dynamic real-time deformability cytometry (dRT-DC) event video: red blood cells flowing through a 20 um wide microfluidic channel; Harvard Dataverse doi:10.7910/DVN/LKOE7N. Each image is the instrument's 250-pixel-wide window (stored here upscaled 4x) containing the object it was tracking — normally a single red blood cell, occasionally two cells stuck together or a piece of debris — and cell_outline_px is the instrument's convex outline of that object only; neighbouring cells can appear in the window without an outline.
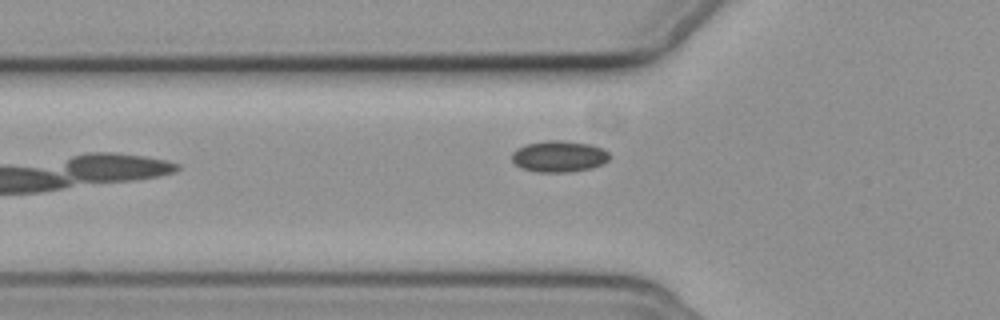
{"species": "common noctule bat (a hibernating species)", "species_latin": "Nyctalus noctula", "temperature_condition": "cold", "stored_images_in_passage": 7, "camera_frame_rate_fps": 3000, "um_per_image_px": 0.085, "animal": {"sex": "female", "body_mass_g": 19.3, "forearm_length_mm": 54.1}, "frame": {"image": 1, "passage_image": 6, "time_ms": 6.333, "image_size_px": [1000, 320], "cell_outline_px": [[612, 156], [604, 164], [592, 168], [572, 172], [536, 172], [520, 168], [512, 160], [512, 152], [516, 148], [524, 144], [548, 140], [560, 140], [592, 144], [604, 148]], "centroid_in_image_um": [47.54, 13.29], "position_along_channel_um": 78.3, "area_um2": 18.26}}
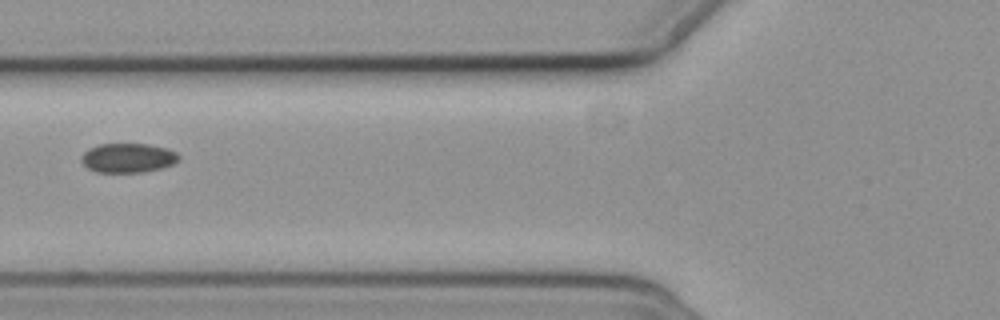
{"frame": {"image": 2, "passage_image": 7, "time_ms": 7.333, "image_size_px": [1000, 320], "cell_outline_px": [[180, 160], [172, 164], [160, 168], [144, 172], [96, 172], [88, 168], [80, 160], [80, 156], [88, 148], [100, 144], [148, 144], [168, 148], [176, 152], [180, 156]], "centroid_in_image_um": [10.87, 13.41], "position_along_channel_um": 114.9, "area_um2": 16.76}}